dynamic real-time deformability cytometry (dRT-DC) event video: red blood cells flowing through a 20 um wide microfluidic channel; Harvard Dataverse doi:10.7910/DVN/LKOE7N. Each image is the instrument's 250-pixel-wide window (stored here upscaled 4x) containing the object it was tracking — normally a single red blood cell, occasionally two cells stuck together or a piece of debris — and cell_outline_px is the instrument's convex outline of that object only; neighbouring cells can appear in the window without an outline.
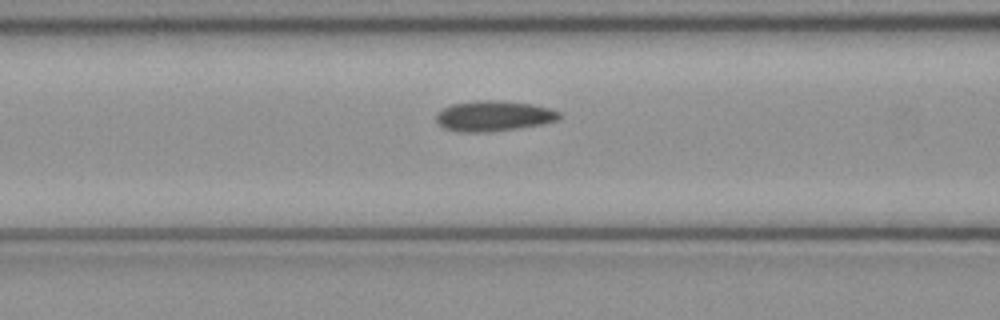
{"species": "common noctule bat (a hibernating species)", "species_latin": "Nyctalus noctula", "temperature_condition": "cold", "stored_images_in_passage": 50, "camera_frame_rate_fps": 3000, "um_per_image_px": 0.085, "animal": {"sex": "female", "body_mass_g": 21.9}, "frame": {"image": 1, "passage_image": 20, "time_ms": 6.333, "image_size_px": [1000, 320], "cell_outline_px": [[560, 120], [544, 124], [520, 128], [488, 132], [464, 132], [444, 128], [436, 120], [436, 112], [452, 104], [476, 100], [500, 100], [532, 104], [552, 108], [560, 112]], "centroid_in_image_um": [42.01, 9.85], "position_along_channel_um": 124.6, "area_um2": 22.08}}
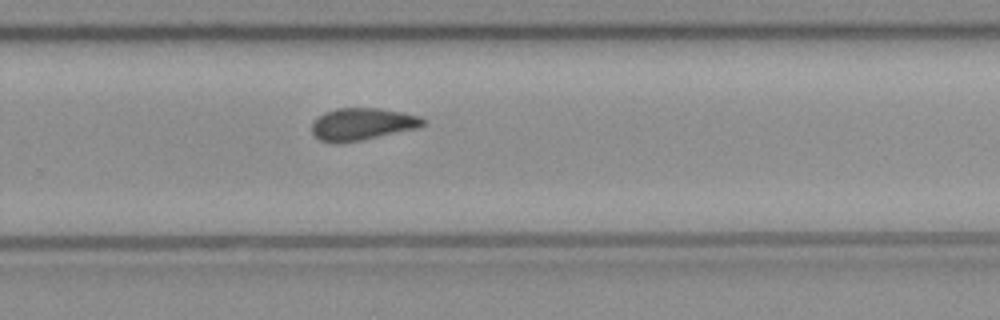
{"frame": {"image": 2, "passage_image": 33, "time_ms": 10.667, "image_size_px": [1000, 320], "cell_outline_px": [[424, 124], [420, 128], [340, 144], [336, 144], [320, 140], [312, 132], [312, 124], [316, 116], [324, 112], [336, 108], [380, 108], [404, 112], [420, 116], [424, 120]], "centroid_in_image_um": [30.78, 10.54], "position_along_channel_um": 299.0, "area_um2": 21.1}}
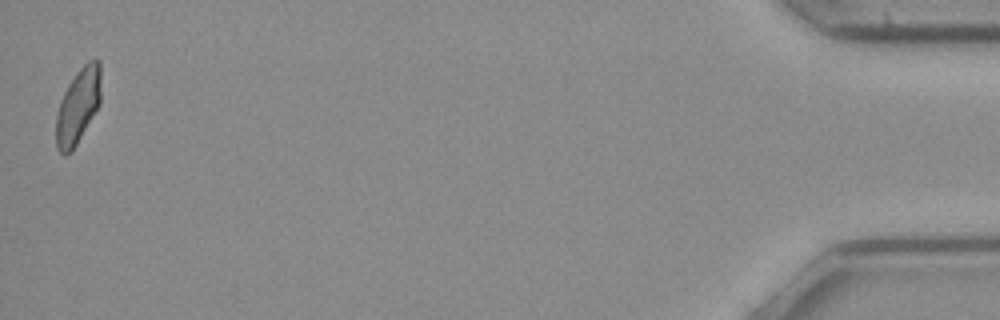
{"frame": {"image": 3, "passage_image": 50, "time_ms": 16.333, "image_size_px": [1000, 320], "cell_outline_px": [[100, 104], [72, 152], [64, 156], [56, 148], [56, 116], [60, 100], [68, 84], [76, 72], [88, 60], [96, 56], [100, 60]], "centroid_in_image_um": [6.63, 9.0], "position_along_channel_um": 428.6, "area_um2": 19.88}, "authors_computed_cell_mechanics": {"area_um2": 21.0392, "velocity_mm_per_s": 4.0286, "shape_relaxation_time_tau1_ms": null, "shape_relaxation_time_tau2_ms": 4.665, "deformation_change_tau1": null, "deformation_change_tau2": 0.0855}}